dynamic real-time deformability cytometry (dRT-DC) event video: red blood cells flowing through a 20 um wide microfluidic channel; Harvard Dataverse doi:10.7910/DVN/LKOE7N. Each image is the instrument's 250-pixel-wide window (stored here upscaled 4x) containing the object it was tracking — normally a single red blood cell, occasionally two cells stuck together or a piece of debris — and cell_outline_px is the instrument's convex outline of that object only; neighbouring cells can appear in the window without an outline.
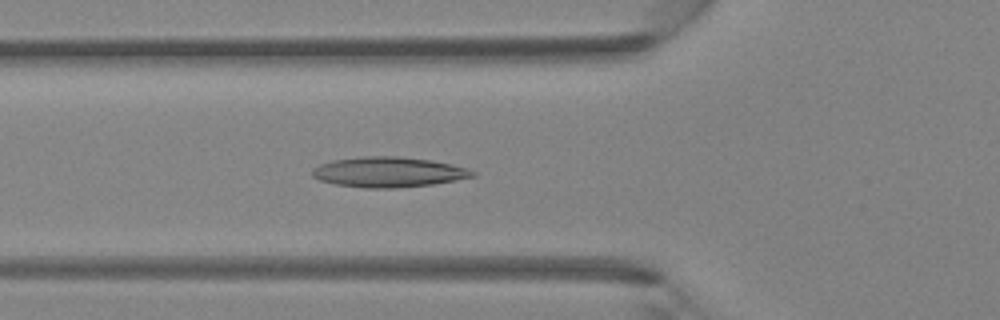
{"species": "Egyptian fruit bat (a non-hibernating species)", "species_latin": "Rousettus aegyptiacus", "temperature_condition": "room temperature", "stored_images_in_passage": 45, "camera_frame_rate_fps": 3000, "um_per_image_px": 0.085, "animal": {"sex": "female"}, "frame": {"image": 1, "passage_image": 16, "time_ms": 5.0, "image_size_px": [1000, 320], "cell_outline_px": [[476, 176], [456, 180], [432, 184], [396, 188], [364, 188], [336, 184], [320, 180], [312, 176], [312, 168], [320, 164], [332, 160], [364, 156], [396, 156], [428, 160], [452, 164], [468, 168], [476, 172]], "centroid_in_image_um": [33.02, 14.63], "position_along_channel_um": 92.8, "area_um2": 28.21}}
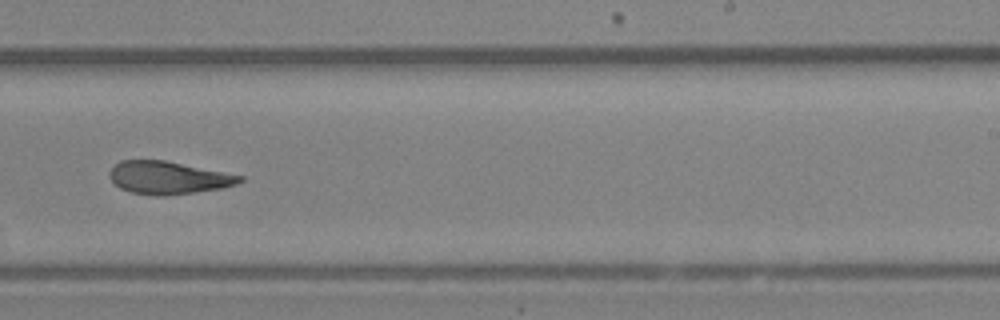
{"frame": {"image": 2, "passage_image": 28, "time_ms": 9.0, "image_size_px": [1000, 320], "cell_outline_px": [[244, 180], [236, 184], [224, 188], [164, 196], [156, 196], [132, 192], [120, 188], [108, 176], [108, 172], [120, 160], [164, 160], [244, 176]], "centroid_in_image_um": [14.31, 15.11], "position_along_channel_um": 274.7, "area_um2": 24.74}}
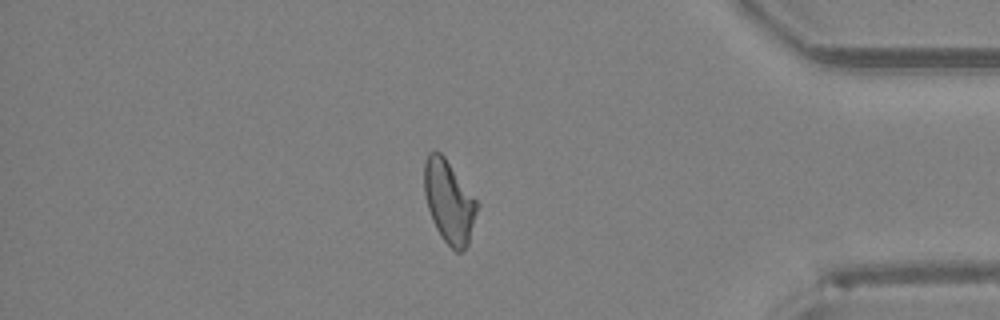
{"frame": {"image": 3, "passage_image": 38, "time_ms": 12.333, "image_size_px": [1000, 320], "cell_outline_px": [[480, 204], [468, 244], [460, 252], [456, 252], [440, 236], [432, 220], [428, 208], [424, 192], [424, 160], [428, 152], [440, 152], [444, 156]], "centroid_in_image_um": [38.17, 17.14], "position_along_channel_um": 397.0, "area_um2": 25.43}}